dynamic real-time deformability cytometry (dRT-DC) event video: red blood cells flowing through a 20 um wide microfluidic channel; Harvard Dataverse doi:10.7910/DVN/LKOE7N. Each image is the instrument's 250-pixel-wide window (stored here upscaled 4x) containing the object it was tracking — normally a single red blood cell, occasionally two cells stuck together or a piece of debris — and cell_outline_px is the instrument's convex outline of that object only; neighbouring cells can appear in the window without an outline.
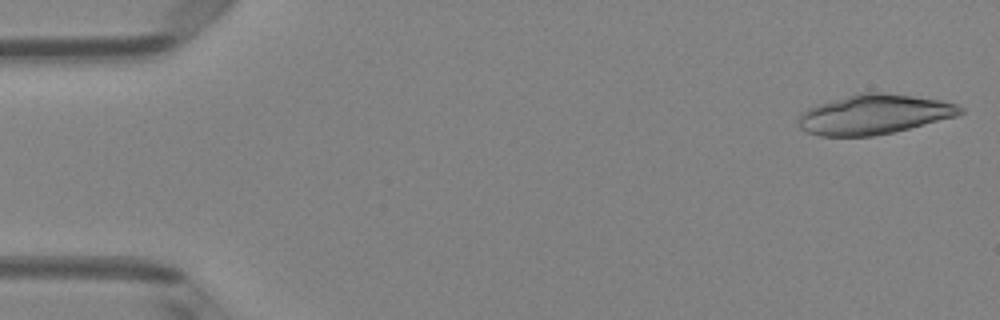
{"species": "Egyptian fruit bat (a non-hibernating species)", "species_latin": "Rousettus aegyptiacus", "temperature_condition": "room temperature", "stored_images_in_passage": 16, "camera_frame_rate_fps": 3000, "um_per_image_px": 0.085, "animal": {"sex": "female"}, "frame": {"image": 1, "passage_image": 1, "time_ms": 0.0, "image_size_px": [1000, 320], "cell_outline_px": [[964, 112], [956, 116], [892, 132], [872, 136], [820, 136], [808, 132], [800, 128], [800, 112], [816, 104], [860, 92], [884, 92], [940, 100], [956, 104], [964, 108]], "centroid_in_image_um": [74.28, 9.71], "position_along_channel_um": 10.7, "area_um2": 37.17}}